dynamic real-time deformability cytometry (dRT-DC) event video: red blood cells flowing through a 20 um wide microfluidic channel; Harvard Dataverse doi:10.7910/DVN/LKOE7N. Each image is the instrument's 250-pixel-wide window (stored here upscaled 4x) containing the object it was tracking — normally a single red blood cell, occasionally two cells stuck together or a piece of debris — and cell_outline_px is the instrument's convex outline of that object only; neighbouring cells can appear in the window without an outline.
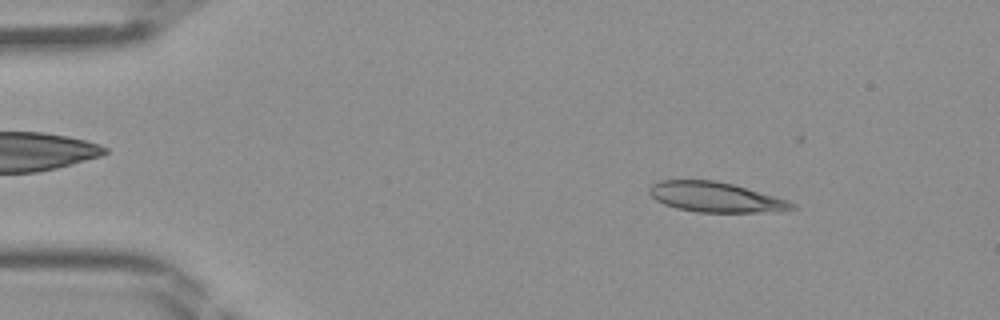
{"species": "Egyptian fruit bat (a non-hibernating species)", "species_latin": "Rousettus aegyptiacus", "temperature_condition": "room temperature", "stored_images_in_passage": 44, "camera_frame_rate_fps": 3000, "um_per_image_px": 0.085, "frame": {"image": 1, "passage_image": 6, "time_ms": 1.667, "image_size_px": [1000, 320], "cell_outline_px": [[796, 208], [756, 212], [696, 212], [676, 208], [664, 204], [656, 200], [648, 192], [648, 188], [652, 184], [660, 180], [716, 180], [732, 184], [788, 200], [796, 204]], "centroid_in_image_um": [60.75, 16.75], "position_along_channel_um": 24.2, "area_um2": 24.68}}
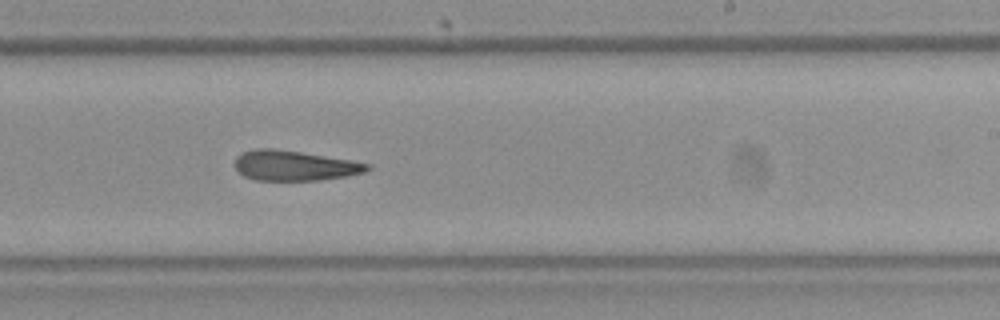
{"frame": {"image": 2, "passage_image": 27, "time_ms": 8.667, "image_size_px": [1000, 320], "cell_outline_px": [[372, 168], [364, 172], [344, 176], [320, 180], [256, 180], [244, 176], [232, 164], [236, 156], [244, 152], [256, 148], [272, 148], [300, 152], [352, 160], [372, 164]], "centroid_in_image_um": [25.02, 14.07], "position_along_channel_um": 264.0, "area_um2": 23.24}}
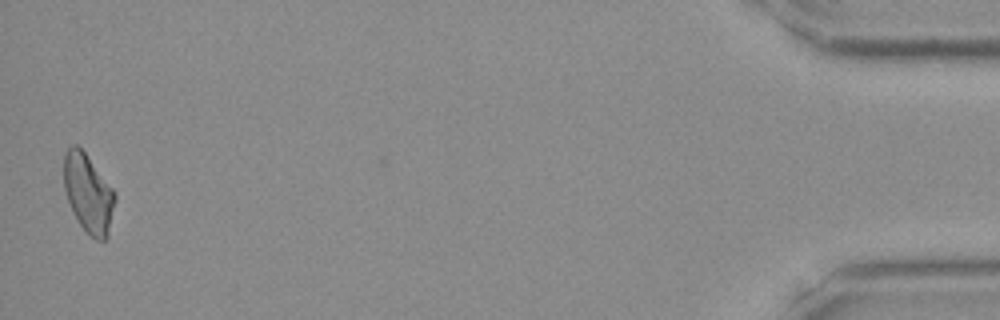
{"frame": {"image": 3, "passage_image": 44, "time_ms": 14.333, "image_size_px": [1000, 320], "cell_outline_px": [[116, 200], [108, 236], [104, 240], [96, 240], [80, 224], [68, 200], [64, 188], [64, 152], [72, 144], [76, 144], [84, 152], [116, 192]], "centroid_in_image_um": [7.52, 16.42], "position_along_channel_um": 427.7, "area_um2": 23.12}}